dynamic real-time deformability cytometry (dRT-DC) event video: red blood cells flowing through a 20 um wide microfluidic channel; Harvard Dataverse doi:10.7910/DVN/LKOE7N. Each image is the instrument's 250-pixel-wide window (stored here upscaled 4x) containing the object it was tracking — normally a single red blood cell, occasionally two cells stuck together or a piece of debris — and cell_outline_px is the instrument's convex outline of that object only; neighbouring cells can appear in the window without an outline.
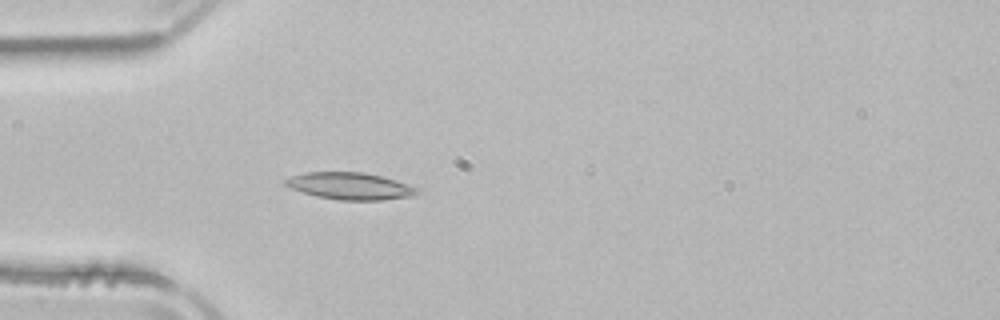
{"species": "common noctule bat (a hibernating species)", "species_latin": "Nyctalus noctula", "temperature_condition": "room temperature", "stored_images_in_passage": 51, "camera_frame_rate_fps": 3000, "um_per_image_px": 0.085, "animal": {"sex": "male", "body_mass_g": 21.5, "forearm_length_mm": 52.0}, "frame": {"image": 1, "passage_image": 14, "time_ms": 4.333, "image_size_px": [1000, 320], "cell_outline_px": [[420, 192], [412, 196], [384, 200], [340, 200], [316, 196], [292, 188], [284, 184], [284, 180], [292, 176], [304, 172], [364, 172], [384, 176], [396, 180], [416, 188]], "centroid_in_image_um": [29.77, 15.81], "position_along_channel_um": 55.2, "area_um2": 20.63}}
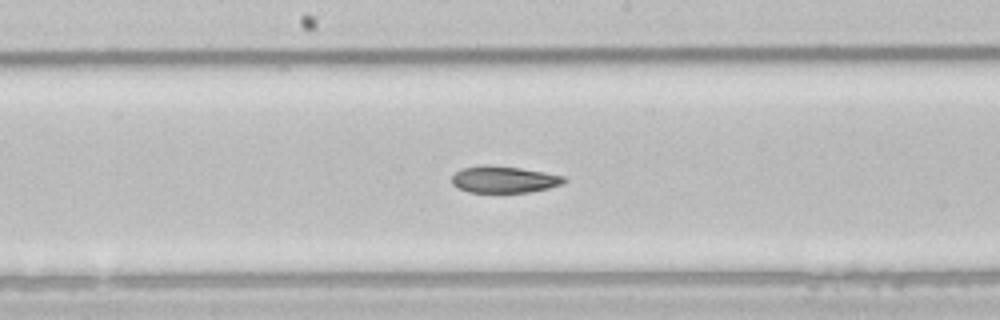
{"frame": {"image": 2, "passage_image": 26, "time_ms": 8.333, "image_size_px": [1000, 320], "cell_outline_px": [[568, 180], [560, 184], [548, 188], [528, 192], [468, 192], [456, 188], [452, 184], [452, 176], [460, 168], [484, 164], [488, 164], [520, 168], [544, 172], [564, 176]], "centroid_in_image_um": [42.79, 15.24], "position_along_channel_um": 205.4, "area_um2": 17.57}}
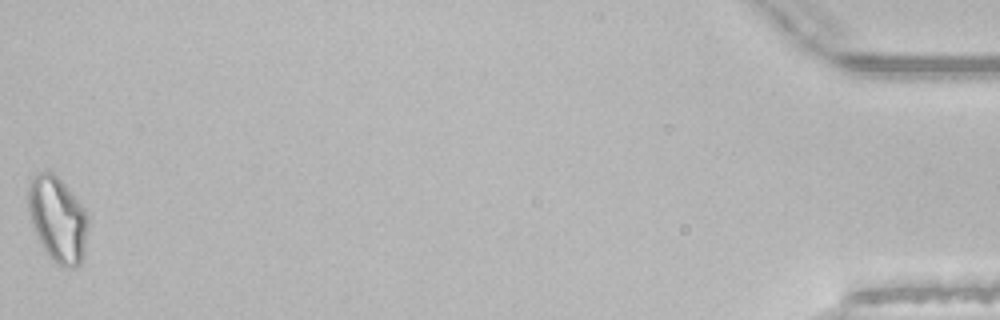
{"frame": {"image": 3, "passage_image": 51, "time_ms": 16.667, "image_size_px": [1000, 320], "cell_outline_px": [[88, 224], [84, 256], [80, 264], [72, 268], [64, 268], [44, 248], [32, 224], [28, 212], [28, 180], [36, 172], [48, 172], [56, 176], [64, 184], [84, 208], [88, 216]], "centroid_in_image_um": [4.9, 18.61], "position_along_channel_um": 430.3, "area_um2": 29.36}, "authors_computed_cell_mechanics": {"area_um2": 20.1144, "velocity_mm_per_s": 3.9051, "shape_relaxation_time_tau1_ms": null, "shape_relaxation_time_tau2_ms": 3.1968, "deformation_change_tau1": null, "deformation_change_tau2": 0.0891}}